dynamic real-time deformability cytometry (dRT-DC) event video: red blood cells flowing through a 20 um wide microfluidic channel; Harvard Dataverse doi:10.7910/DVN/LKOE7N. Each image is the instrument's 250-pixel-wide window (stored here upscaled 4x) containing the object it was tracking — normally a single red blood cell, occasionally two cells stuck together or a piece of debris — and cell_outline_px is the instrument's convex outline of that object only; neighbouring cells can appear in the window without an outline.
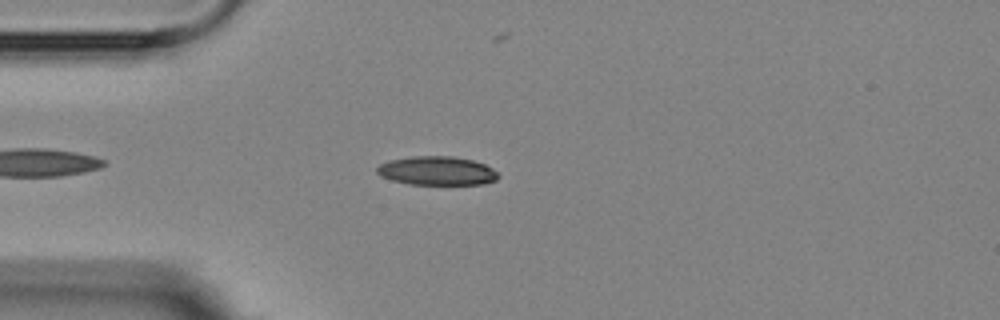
{"species": "Egyptian fruit bat (a non-hibernating species)", "species_latin": "Rousettus aegyptiacus", "temperature_condition": "room temperature", "stored_images_in_passage": 3, "camera_frame_rate_fps": 3000, "um_per_image_px": 0.085, "animal": {"sex": "female"}, "frame": {"image": 1, "passage_image": 2, "time_ms": 1.0, "image_size_px": [1000, 320], "cell_outline_px": [[500, 176], [496, 180], [484, 184], [408, 184], [392, 180], [380, 176], [376, 172], [376, 168], [380, 164], [392, 160], [412, 156], [452, 156], [472, 160], [484, 164], [492, 168]], "centroid_in_image_um": [37.14, 14.52], "position_along_channel_um": 47.9, "area_um2": 20.29}}